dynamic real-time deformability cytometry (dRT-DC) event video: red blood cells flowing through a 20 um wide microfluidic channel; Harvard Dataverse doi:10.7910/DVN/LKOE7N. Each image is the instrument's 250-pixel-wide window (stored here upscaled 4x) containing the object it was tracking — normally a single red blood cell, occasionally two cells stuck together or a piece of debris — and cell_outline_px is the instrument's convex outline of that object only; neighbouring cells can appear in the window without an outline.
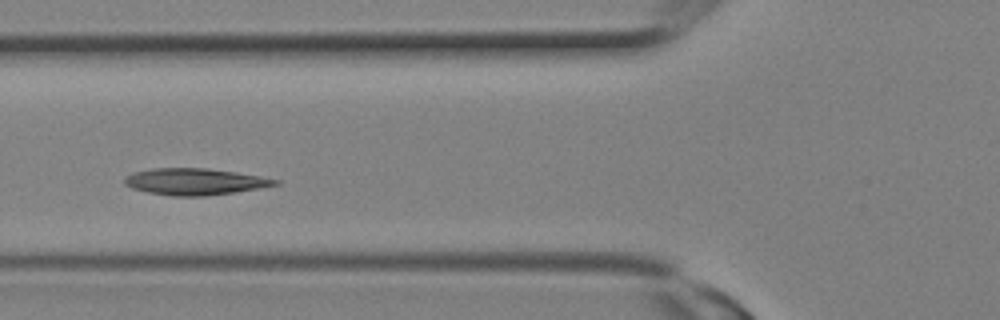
{"species": "Egyptian fruit bat (a non-hibernating species)", "species_latin": "Rousettus aegyptiacus", "temperature_condition": "room temperature", "stored_images_in_passage": 12, "camera_frame_rate_fps": 3000, "um_per_image_px": 0.085, "animal": {"sex": "female"}, "frame": {"image": 1, "passage_image": 6, "time_ms": 1.667, "image_size_px": [1000, 320], "cell_outline_px": [[280, 184], [236, 192], [204, 196], [172, 196], [148, 192], [132, 188], [124, 184], [124, 176], [132, 172], [152, 168], [208, 168], [236, 172], [260, 176], [280, 180]], "centroid_in_image_um": [16.54, 15.43], "position_along_channel_um": 109.3, "area_um2": 23.41}}
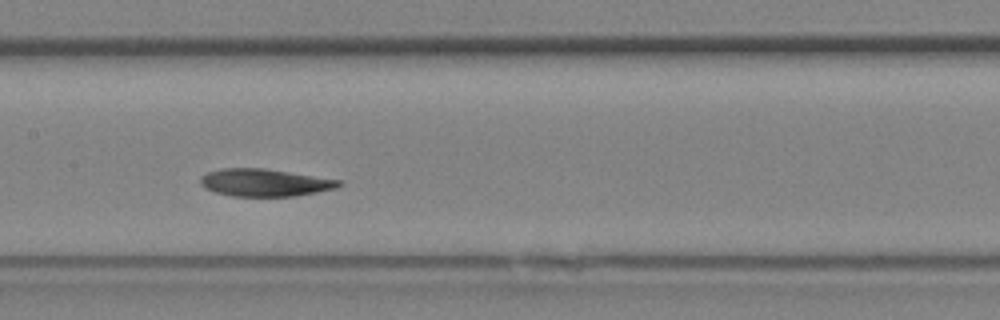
{"frame": {"image": 2, "passage_image": 9, "time_ms": 2.667, "image_size_px": [1000, 320], "cell_outline_px": [[344, 184], [336, 188], [296, 196], [232, 196], [216, 192], [204, 188], [200, 184], [200, 176], [208, 172], [220, 168], [264, 168], [344, 180]], "centroid_in_image_um": [22.53, 15.51], "position_along_channel_um": 184.9, "area_um2": 22.37}}